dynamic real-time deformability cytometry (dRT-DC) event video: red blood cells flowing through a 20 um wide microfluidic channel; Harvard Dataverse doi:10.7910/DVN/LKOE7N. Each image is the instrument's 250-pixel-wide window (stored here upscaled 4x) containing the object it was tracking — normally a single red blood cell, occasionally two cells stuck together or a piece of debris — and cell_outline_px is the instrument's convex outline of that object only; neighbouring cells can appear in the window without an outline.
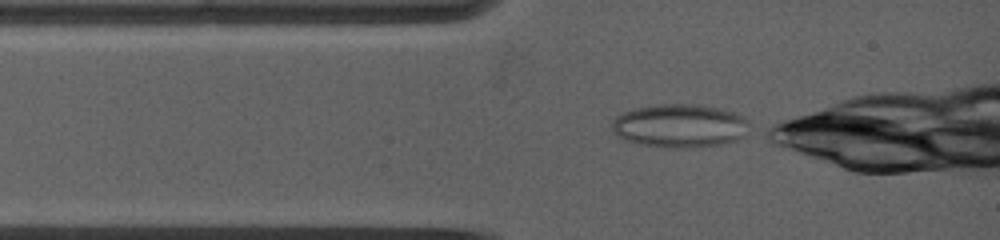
{"species": "common noctule bat (a hibernating species)", "species_latin": "Nyctalus noctula", "temperature_condition": "warm", "stored_images_in_passage": 45, "camera_frame_rate_fps": 5000, "um_per_image_px": 0.085, "animal": {"sex": "female", "body_mass_g": 19.0, "forearm_length_mm": 53.3}, "frame": {"image": 1, "passage_image": 1, "time_ms": 0.0, "image_size_px": [1000, 240], "cell_outline_px": [[752, 124], [744, 136], [736, 140], [724, 144], [684, 148], [664, 148], [640, 144], [624, 140], [616, 136], [612, 128], [612, 124], [616, 116], [624, 112], [636, 108], [656, 104], [700, 104], [724, 108], [736, 112], [744, 116]], "centroid_in_image_um": [57.84, 10.69], "position_along_channel_um": 27.2, "area_um2": 35.49}}
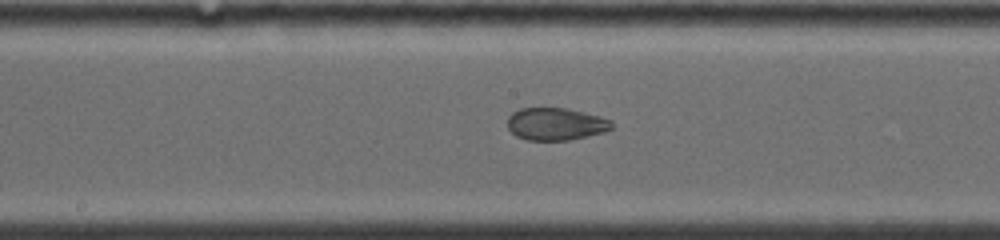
{"frame": {"image": 2, "passage_image": 16, "time_ms": 4.6, "image_size_px": [1000, 240], "cell_outline_px": [[612, 128], [604, 132], [588, 136], [568, 140], [528, 140], [516, 136], [508, 128], [508, 116], [512, 112], [520, 108], [568, 108], [600, 116], [612, 120]], "centroid_in_image_um": [47.24, 10.53], "position_along_channel_um": 201.0, "area_um2": 19.77}}
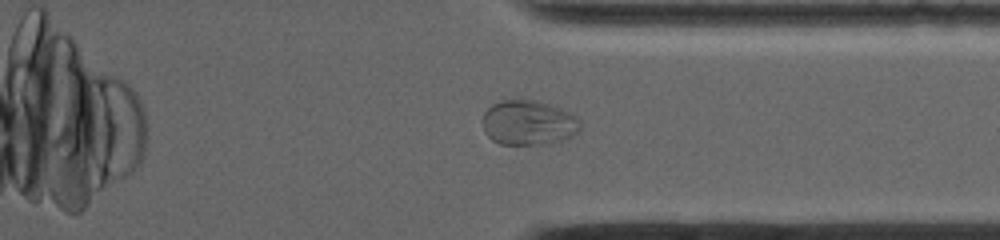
{"frame": {"image": 3, "passage_image": 32, "time_ms": 8.8, "image_size_px": [1000, 240], "cell_outline_px": [[580, 132], [572, 136], [548, 144], [500, 144], [492, 140], [484, 132], [480, 120], [484, 112], [492, 104], [500, 100], [516, 96], [536, 100], [560, 108], [576, 116], [580, 120]], "centroid_in_image_um": [44.87, 10.39], "position_along_channel_um": 366.5, "area_um2": 26.3}}